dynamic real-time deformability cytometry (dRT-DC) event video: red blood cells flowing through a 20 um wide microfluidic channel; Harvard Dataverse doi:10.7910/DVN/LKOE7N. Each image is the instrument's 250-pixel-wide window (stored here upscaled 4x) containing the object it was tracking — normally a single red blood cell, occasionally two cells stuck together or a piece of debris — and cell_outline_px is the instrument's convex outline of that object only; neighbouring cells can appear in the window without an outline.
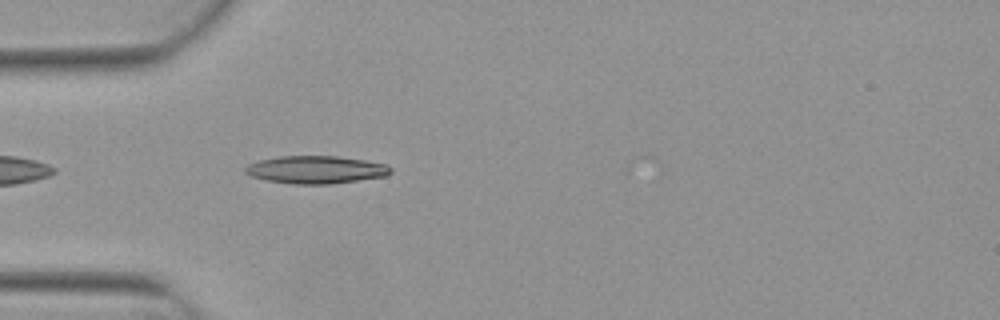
{"species": "Egyptian fruit bat (a non-hibernating species)", "species_latin": "Rousettus aegyptiacus", "temperature_condition": "warm", "stored_images_in_passage": 2, "camera_frame_rate_fps": 3000, "um_per_image_px": 0.085, "animal": {"sex": "female"}, "frame": {"image": 1, "passage_image": 2, "time_ms": 0.333, "image_size_px": [1000, 320], "cell_outline_px": [[392, 172], [388, 176], [328, 184], [292, 184], [264, 180], [252, 176], [244, 172], [244, 168], [248, 164], [260, 160], [280, 156], [336, 156], [364, 160], [384, 164], [392, 168]], "centroid_in_image_um": [26.84, 14.43], "position_along_channel_um": 58.2, "area_um2": 23.47}}